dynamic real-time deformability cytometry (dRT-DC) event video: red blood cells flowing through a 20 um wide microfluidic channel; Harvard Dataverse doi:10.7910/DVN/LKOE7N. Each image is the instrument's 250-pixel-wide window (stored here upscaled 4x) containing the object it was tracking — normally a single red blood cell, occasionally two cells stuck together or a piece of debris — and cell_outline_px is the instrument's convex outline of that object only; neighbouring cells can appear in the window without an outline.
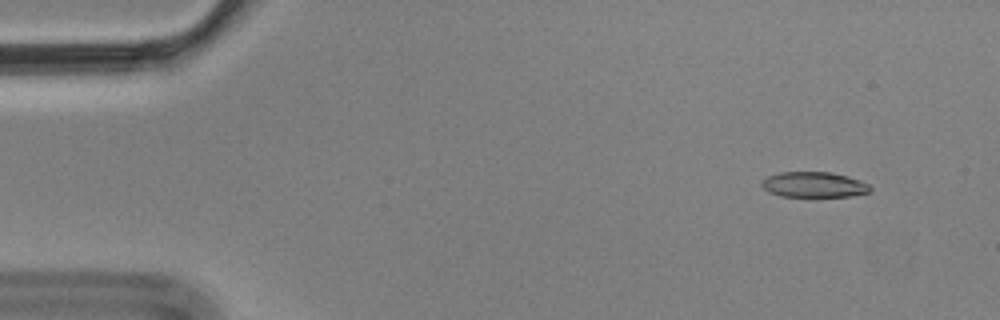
{"species": "Egyptian fruit bat (a non-hibernating species)", "species_latin": "Rousettus aegyptiacus", "temperature_condition": "cold", "stored_images_in_passage": 4, "camera_frame_rate_fps": 3000, "um_per_image_px": 0.085, "animal": {"sex": "male"}, "frame": {"image": 1, "passage_image": 1, "time_ms": 0.0, "image_size_px": [1000, 320], "cell_outline_px": [[872, 188], [868, 192], [848, 196], [780, 196], [768, 192], [760, 184], [760, 180], [768, 176], [780, 172], [828, 172], [860, 180], [868, 184]], "centroid_in_image_um": [69.12, 15.69], "position_along_channel_um": 15.9, "area_um2": 15.9}}
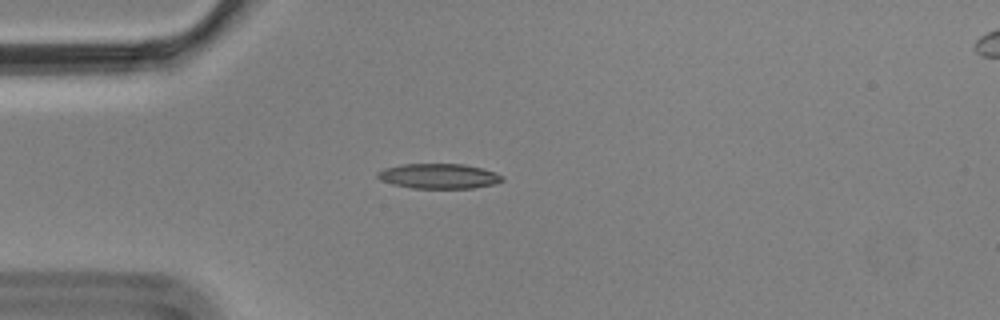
{"frame": {"image": 2, "passage_image": 4, "time_ms": 1.0, "image_size_px": [1000, 320], "cell_outline_px": [[504, 180], [496, 184], [472, 188], [412, 188], [392, 184], [380, 180], [376, 176], [376, 172], [384, 168], [400, 164], [464, 164], [496, 172], [504, 176]], "centroid_in_image_um": [37.29, 14.97], "position_along_channel_um": 47.7, "area_um2": 18.32}}